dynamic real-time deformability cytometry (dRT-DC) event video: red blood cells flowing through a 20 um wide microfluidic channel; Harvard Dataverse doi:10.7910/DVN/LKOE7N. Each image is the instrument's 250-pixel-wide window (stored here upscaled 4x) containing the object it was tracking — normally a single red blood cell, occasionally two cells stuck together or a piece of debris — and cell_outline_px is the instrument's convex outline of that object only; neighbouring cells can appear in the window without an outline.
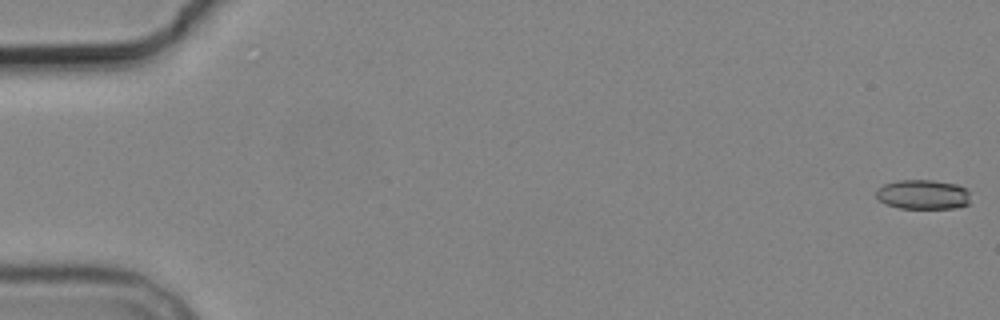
{"species": "common noctule bat (a hibernating species)", "species_latin": "Nyctalus noctula", "temperature_condition": "cold", "stored_images_in_passage": 3, "camera_frame_rate_fps": 3000, "um_per_image_px": 0.085, "animal": {"sex": "male", "body_mass_g": 19.2, "forearm_length_mm": 51.8}, "frame": {"image": 1, "passage_image": 1, "time_ms": 0.0, "image_size_px": [1000, 320], "cell_outline_px": [[968, 204], [956, 208], [900, 208], [884, 204], [876, 196], [876, 188], [884, 184], [896, 180], [932, 180], [956, 184], [968, 188]], "centroid_in_image_um": [78.42, 16.52], "position_along_channel_um": 6.6, "area_um2": 16.36}}